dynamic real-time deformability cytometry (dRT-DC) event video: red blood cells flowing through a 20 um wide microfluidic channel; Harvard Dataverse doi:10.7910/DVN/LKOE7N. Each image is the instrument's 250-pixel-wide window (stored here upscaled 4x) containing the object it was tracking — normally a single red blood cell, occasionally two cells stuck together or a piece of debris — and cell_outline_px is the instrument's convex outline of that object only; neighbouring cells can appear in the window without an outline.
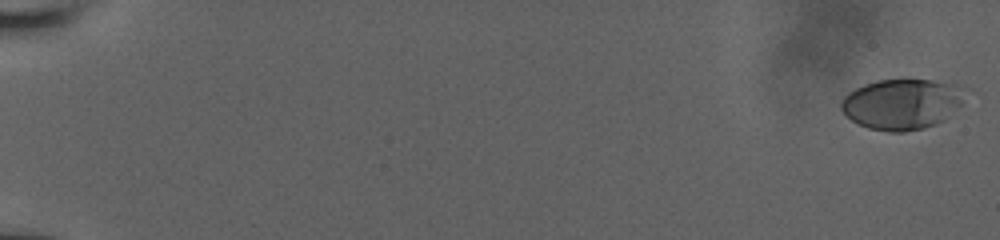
{"species": "human", "species_latin": "Homo sapiens", "temperature_condition": "room temperature", "stored_images_in_passage": 12, "camera_frame_rate_fps": 3000, "um_per_image_px": 0.085, "donor": {"sex": "male"}, "frame": {"image": 1, "passage_image": 1, "time_ms": 0.0, "image_size_px": [1000, 240], "cell_outline_px": [[968, 88], [964, 104], [944, 120], [936, 124], [924, 128], [904, 132], [888, 132], [868, 128], [852, 120], [840, 108], [840, 104], [844, 96], [848, 92], [864, 84], [876, 80], [932, 80], [956, 84]], "centroid_in_image_um": [76.74, 8.84], "position_along_channel_um": 8.3, "area_um2": 37.05}}
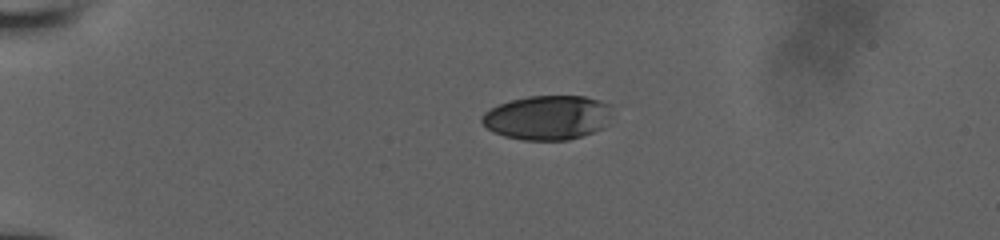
{"frame": {"image": 2, "passage_image": 9, "time_ms": 4.667, "image_size_px": [1000, 240], "cell_outline_px": [[612, 104], [604, 128], [568, 140], [524, 140], [504, 136], [488, 128], [480, 120], [480, 116], [484, 112], [500, 104], [512, 100], [528, 96], [584, 96], [600, 100]], "centroid_in_image_um": [46.54, 9.98], "position_along_channel_um": 38.5, "area_um2": 33.47}}
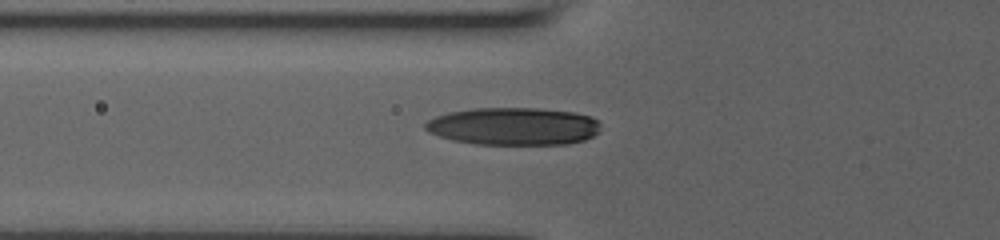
{"frame": {"image": 3, "passage_image": 12, "time_ms": 7.333, "image_size_px": [1000, 240], "cell_outline_px": [[600, 132], [584, 140], [568, 144], [476, 144], [452, 140], [440, 136], [424, 128], [424, 124], [428, 120], [436, 116], [448, 112], [476, 108], [540, 108], [572, 112], [592, 116], [600, 124]], "centroid_in_image_um": [43.68, 10.73], "position_along_channel_um": 82.1, "area_um2": 38.44}}